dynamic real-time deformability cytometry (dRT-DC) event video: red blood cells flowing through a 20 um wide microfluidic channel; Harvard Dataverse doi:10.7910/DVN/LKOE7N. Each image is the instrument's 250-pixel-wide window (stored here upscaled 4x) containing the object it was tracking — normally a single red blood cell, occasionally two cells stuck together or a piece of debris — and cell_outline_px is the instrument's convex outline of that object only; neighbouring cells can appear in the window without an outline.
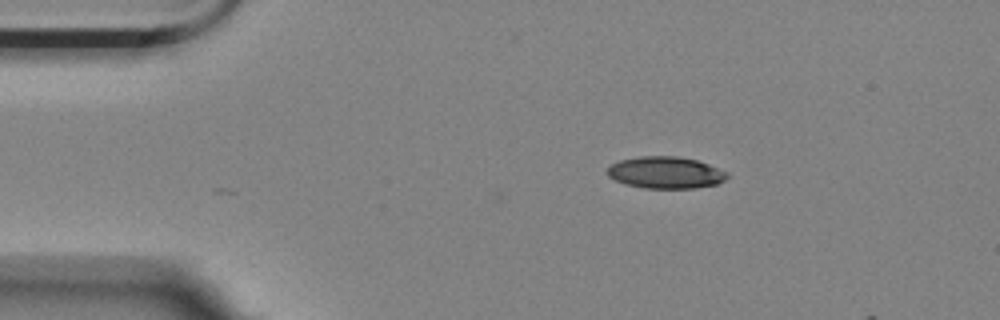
{"species": "Egyptian fruit bat (a non-hibernating species)", "species_latin": "Rousettus aegyptiacus", "temperature_condition": "room temperature", "stored_images_in_passage": 4, "camera_frame_rate_fps": 3000, "um_per_image_px": 0.085, "animal": {"sex": "female"}, "frame": {"image": 1, "passage_image": 4, "time_ms": 1.0, "image_size_px": [1000, 320], "cell_outline_px": [[728, 176], [724, 180], [716, 184], [696, 188], [644, 188], [624, 184], [608, 176], [604, 172], [612, 164], [620, 160], [640, 156], [676, 156], [696, 160], [708, 164], [728, 172]], "centroid_in_image_um": [56.55, 14.67], "position_along_channel_um": 28.4, "area_um2": 22.25}}